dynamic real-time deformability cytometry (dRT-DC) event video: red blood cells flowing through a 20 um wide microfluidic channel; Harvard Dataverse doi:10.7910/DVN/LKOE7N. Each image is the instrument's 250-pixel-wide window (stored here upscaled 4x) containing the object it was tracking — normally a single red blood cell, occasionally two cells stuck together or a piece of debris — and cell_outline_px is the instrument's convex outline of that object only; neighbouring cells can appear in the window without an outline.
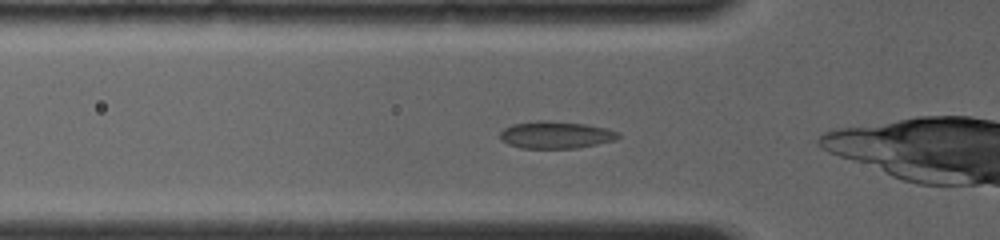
{"species": "common noctule bat (a hibernating species)", "species_latin": "Nyctalus noctula", "temperature_condition": "room temperature", "stored_images_in_passage": 13, "camera_frame_rate_fps": 4000, "um_per_image_px": 0.085, "animal": {"sex": "female", "body_mass_g": 19.0, "forearm_length_mm": 56.7}, "frame": {"image": 1, "passage_image": 7, "time_ms": 0.75, "image_size_px": [1000, 240], "cell_outline_px": [[620, 136], [616, 140], [576, 148], [520, 148], [508, 144], [500, 140], [500, 132], [504, 128], [512, 124], [536, 120], [548, 120], [584, 124], [608, 128], [620, 132]], "centroid_in_image_um": [47.23, 11.46], "position_along_channel_um": 78.6, "area_um2": 18.9}}